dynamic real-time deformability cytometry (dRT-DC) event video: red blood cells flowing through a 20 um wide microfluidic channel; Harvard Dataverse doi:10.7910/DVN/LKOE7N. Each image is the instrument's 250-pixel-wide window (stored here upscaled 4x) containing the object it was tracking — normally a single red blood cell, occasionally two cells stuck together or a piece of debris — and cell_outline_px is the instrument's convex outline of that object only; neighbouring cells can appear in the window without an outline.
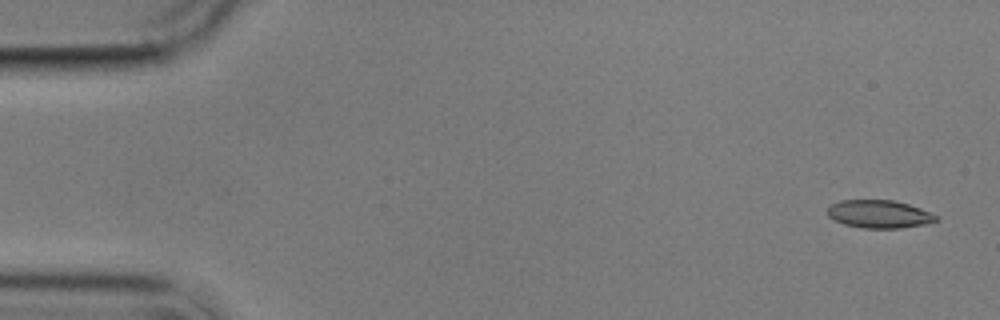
{"species": "common noctule bat (a hibernating species)", "species_latin": "Nyctalus noctula", "temperature_condition": "cold", "stored_images_in_passage": 5, "camera_frame_rate_fps": 3000, "um_per_image_px": 0.085, "animal": {"sex": "male", "body_mass_g": 17.9}, "frame": {"image": 1, "passage_image": 1, "time_ms": 0.0, "image_size_px": [1000, 320], "cell_outline_px": [[940, 220], [924, 224], [900, 228], [864, 228], [844, 224], [828, 216], [828, 208], [832, 204], [840, 200], [892, 200], [908, 204], [932, 212], [940, 216]], "centroid_in_image_um": [74.78, 18.19], "position_along_channel_um": 10.2, "area_um2": 17.69}}
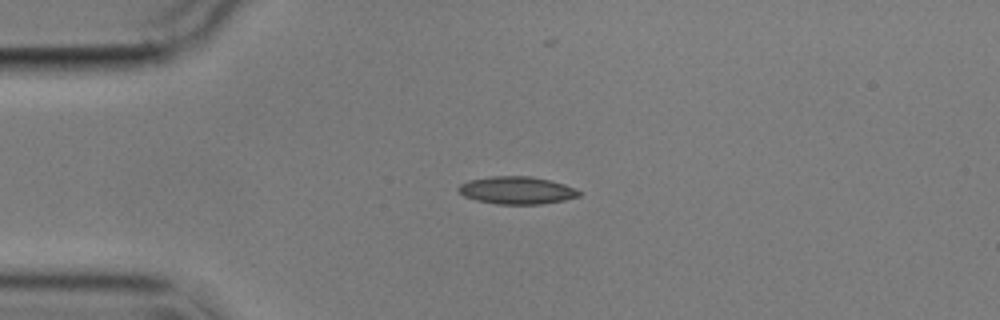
{"frame": {"image": 2, "passage_image": 4, "time_ms": 3.667, "image_size_px": [1000, 320], "cell_outline_px": [[580, 196], [564, 200], [540, 204], [496, 204], [476, 200], [464, 196], [456, 188], [460, 184], [468, 180], [488, 176], [532, 176], [564, 184], [580, 192]], "centroid_in_image_um": [43.87, 16.17], "position_along_channel_um": 41.1, "area_um2": 19.31}}
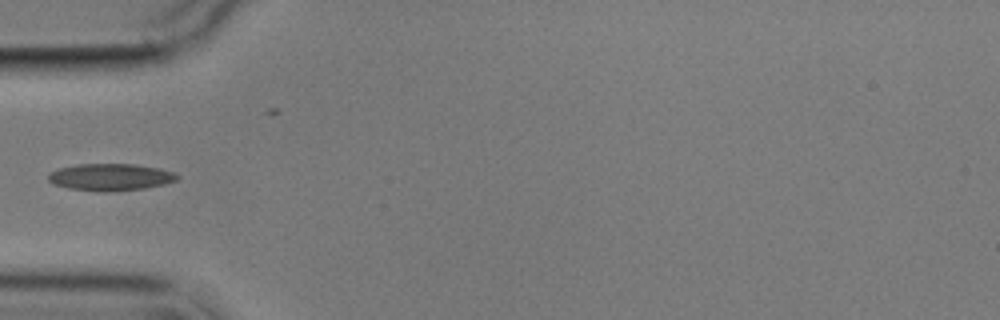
{"frame": {"image": 3, "passage_image": 5, "time_ms": 5.333, "image_size_px": [1000, 320], "cell_outline_px": [[180, 176], [176, 180], [164, 184], [144, 188], [112, 192], [68, 188], [52, 184], [48, 180], [48, 172], [60, 168], [80, 164], [136, 164], [160, 168], [172, 172]], "centroid_in_image_um": [9.38, 15.05], "position_along_channel_um": 75.6, "area_um2": 20.23}}